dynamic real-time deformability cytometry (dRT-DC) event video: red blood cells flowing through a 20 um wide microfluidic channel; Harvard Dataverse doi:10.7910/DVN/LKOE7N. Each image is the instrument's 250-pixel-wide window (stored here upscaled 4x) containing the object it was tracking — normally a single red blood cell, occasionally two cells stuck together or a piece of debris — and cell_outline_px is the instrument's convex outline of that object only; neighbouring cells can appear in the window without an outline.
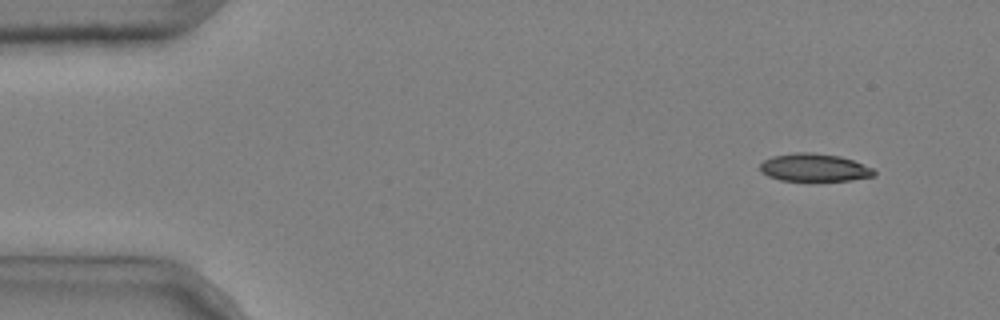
{"species": "common noctule bat (a hibernating species)", "species_latin": "Nyctalus noctula", "temperature_condition": "cold", "stored_images_in_passage": 4, "camera_frame_rate_fps": 3000, "um_per_image_px": 0.085, "animal": {"sex": "male", "body_mass_g": 20.4}, "frame": {"image": 1, "passage_image": 1, "time_ms": 0.0, "image_size_px": [1000, 320], "cell_outline_px": [[876, 172], [872, 176], [852, 180], [780, 180], [768, 176], [760, 172], [760, 164], [764, 160], [772, 156], [792, 152], [812, 152], [840, 156], [852, 160], [872, 168]], "centroid_in_image_um": [69.17, 14.23], "position_along_channel_um": 15.8, "area_um2": 18.38}}
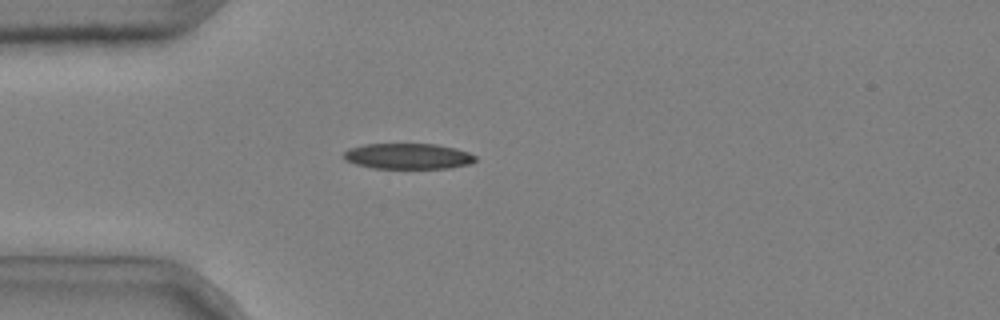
{"frame": {"image": 2, "passage_image": 4, "time_ms": 1.0, "image_size_px": [1000, 320], "cell_outline_px": [[476, 160], [468, 164], [448, 168], [372, 168], [356, 164], [344, 160], [344, 152], [348, 148], [364, 144], [436, 144], [456, 148], [468, 152], [476, 156]], "centroid_in_image_um": [34.66, 13.27], "position_along_channel_um": 50.3, "area_um2": 19.71}}